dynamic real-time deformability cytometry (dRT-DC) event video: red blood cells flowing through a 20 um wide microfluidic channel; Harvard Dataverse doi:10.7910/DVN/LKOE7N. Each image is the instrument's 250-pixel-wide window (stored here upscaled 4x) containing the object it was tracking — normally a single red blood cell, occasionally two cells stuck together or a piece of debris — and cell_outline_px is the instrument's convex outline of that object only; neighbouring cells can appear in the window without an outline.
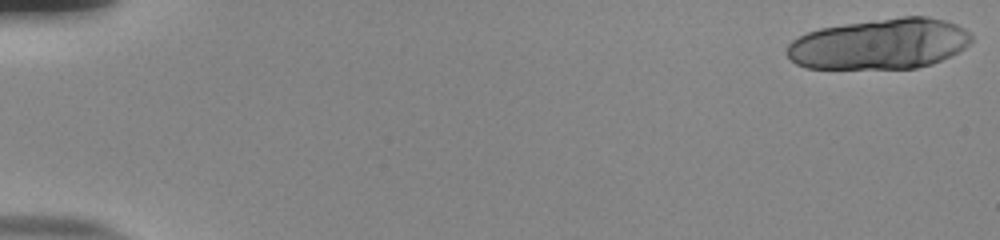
{"species": "human", "species_latin": "Homo sapiens", "temperature_condition": "room temperature", "stored_images_in_passage": 22, "camera_frame_rate_fps": 3000, "um_per_image_px": 0.085, "donor": {"sex": "male"}, "frame": {"image": 1, "passage_image": 1, "time_ms": 0.0, "image_size_px": [1000, 240], "cell_outline_px": [[972, 40], [964, 48], [932, 64], [916, 68], [804, 68], [796, 64], [784, 52], [788, 44], [792, 40], [808, 32], [820, 28], [844, 24], [904, 16], [928, 16], [944, 20], [956, 24], [964, 28], [972, 36]], "centroid_in_image_um": [74.75, 3.73], "position_along_channel_um": 10.2, "area_um2": 54.33}}
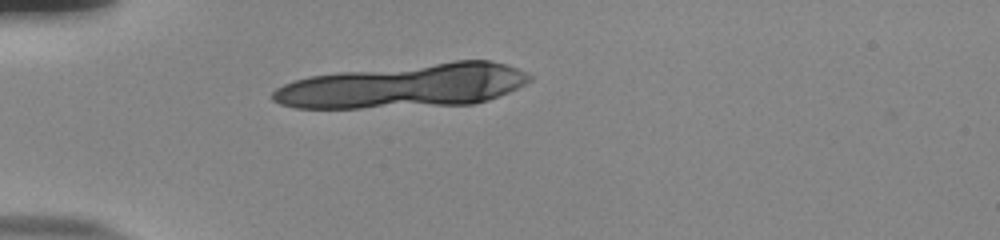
{"frame": {"image": 2, "passage_image": 16, "time_ms": 5.0, "image_size_px": [1000, 240], "cell_outline_px": [[532, 80], [508, 92], [488, 100], [472, 104], [360, 108], [296, 108], [280, 104], [272, 100], [272, 92], [276, 88], [292, 80], [308, 76], [340, 72], [456, 60], [492, 60], [516, 68], [532, 76]], "centroid_in_image_um": [34.33, 7.3], "position_along_channel_um": 50.7, "area_um2": 65.66}}